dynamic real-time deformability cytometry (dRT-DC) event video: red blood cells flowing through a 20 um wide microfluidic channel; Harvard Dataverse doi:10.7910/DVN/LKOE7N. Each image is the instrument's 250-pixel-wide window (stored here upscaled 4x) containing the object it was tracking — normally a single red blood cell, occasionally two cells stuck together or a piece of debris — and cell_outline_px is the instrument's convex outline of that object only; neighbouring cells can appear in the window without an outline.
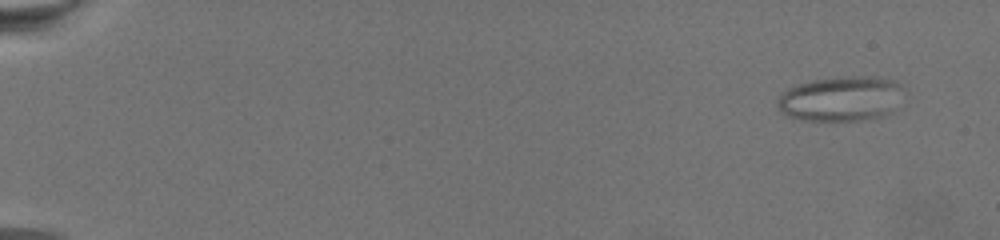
{"species": "common noctule bat (a hibernating species)", "species_latin": "Nyctalus noctula", "temperature_condition": "warm", "stored_images_in_passage": 73, "camera_frame_rate_fps": 3000, "um_per_image_px": 0.085, "animal": {"sex": "female", "body_mass_g": 19.5, "forearm_length_mm": 54.1}, "frame": {"image": 1, "passage_image": 6, "time_ms": 1.667, "image_size_px": [1000, 240], "cell_outline_px": [[900, 88], [888, 112], [880, 116], [860, 120], [800, 120], [784, 116], [780, 112], [776, 104], [776, 100], [780, 92], [788, 88], [812, 80], [848, 76], [872, 76], [892, 80], [900, 84]], "centroid_in_image_um": [71.29, 8.39], "position_along_channel_um": 13.7, "area_um2": 32.37}}
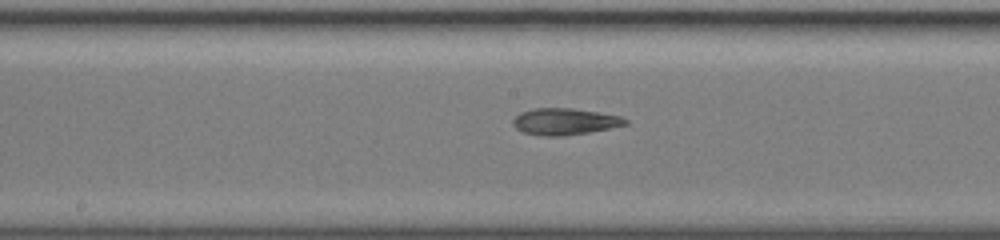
{"frame": {"image": 2, "passage_image": 42, "time_ms": 13.667, "image_size_px": [1000, 240], "cell_outline_px": [[628, 124], [588, 132], [564, 136], [544, 136], [524, 132], [516, 128], [512, 124], [512, 120], [520, 112], [532, 108], [572, 108], [620, 116], [628, 120]], "centroid_in_image_um": [47.96, 10.32], "position_along_channel_um": 200.2, "area_um2": 17.28}}
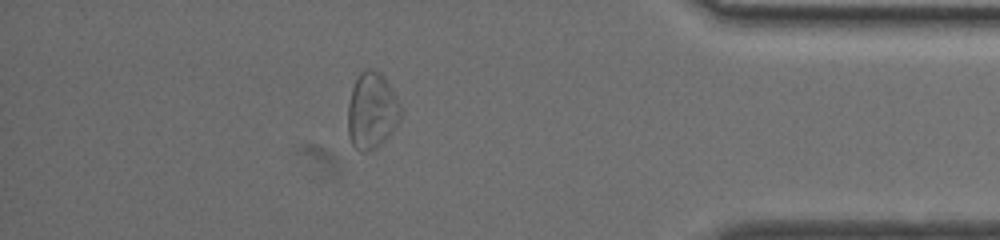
{"frame": {"image": 3, "passage_image": 65, "time_ms": 21.333, "image_size_px": [1000, 240], "cell_outline_px": [[400, 120], [396, 128], [376, 148], [364, 152], [360, 152], [352, 144], [348, 132], [348, 104], [352, 88], [360, 72], [368, 68], [380, 72], [384, 76], [396, 96], [400, 104]], "centroid_in_image_um": [31.61, 9.42], "position_along_channel_um": 403.6, "area_um2": 23.47}}